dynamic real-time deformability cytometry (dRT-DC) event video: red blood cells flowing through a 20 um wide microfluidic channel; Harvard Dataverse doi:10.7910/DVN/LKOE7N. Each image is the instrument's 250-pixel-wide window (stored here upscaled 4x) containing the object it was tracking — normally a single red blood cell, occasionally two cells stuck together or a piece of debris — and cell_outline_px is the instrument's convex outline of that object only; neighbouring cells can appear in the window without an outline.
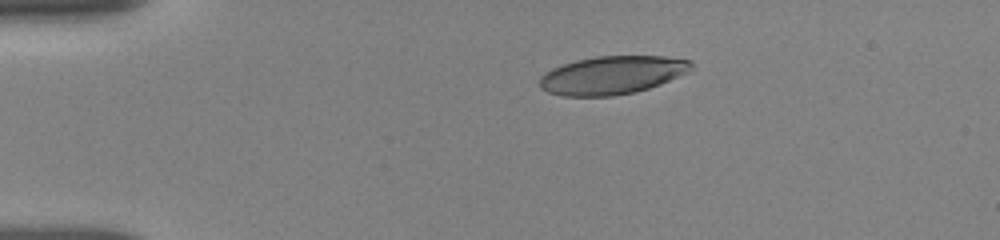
{"species": "human", "species_latin": "Homo sapiens", "temperature_condition": "room temperature", "stored_images_in_passage": 6, "camera_frame_rate_fps": 3000, "um_per_image_px": 0.085, "donor": {"sex": "female"}, "frame": {"image": 1, "passage_image": 1, "time_ms": 0.0, "image_size_px": [1000, 240], "cell_outline_px": [[692, 72], [660, 84], [636, 92], [612, 96], [564, 96], [548, 92], [540, 88], [540, 76], [544, 72], [552, 68], [576, 60], [596, 56], [664, 56], [692, 60]], "centroid_in_image_um": [52.07, 6.38], "position_along_channel_um": 32.9, "area_um2": 34.04}}
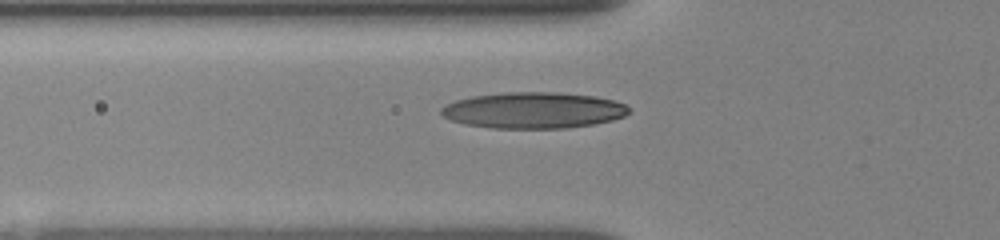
{"frame": {"image": 2, "passage_image": 6, "time_ms": 2.667, "image_size_px": [1000, 240], "cell_outline_px": [[628, 112], [624, 116], [612, 120], [592, 124], [568, 128], [492, 128], [464, 124], [452, 120], [444, 116], [440, 112], [440, 108], [444, 104], [456, 100], [472, 96], [504, 92], [560, 92], [596, 96], [612, 100], [624, 104], [628, 108]], "centroid_in_image_um": [45.31, 9.37], "position_along_channel_um": 80.5, "area_um2": 39.59}}